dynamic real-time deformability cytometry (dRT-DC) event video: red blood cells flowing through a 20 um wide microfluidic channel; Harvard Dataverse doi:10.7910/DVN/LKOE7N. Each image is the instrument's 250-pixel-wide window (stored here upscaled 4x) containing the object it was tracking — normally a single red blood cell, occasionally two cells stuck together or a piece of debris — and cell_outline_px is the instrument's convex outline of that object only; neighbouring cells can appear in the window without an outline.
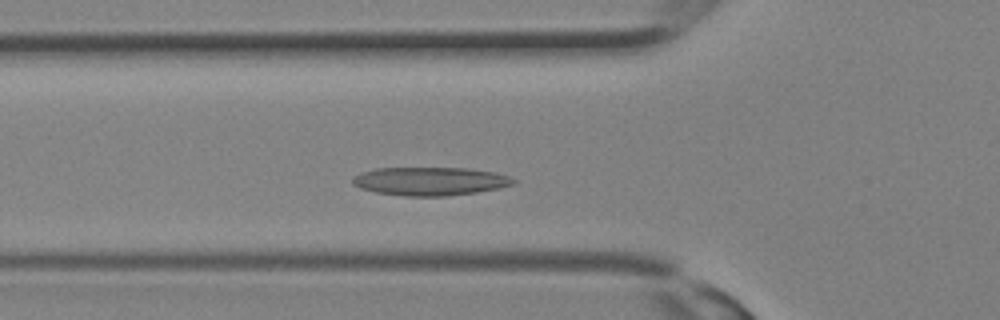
{"species": "Egyptian fruit bat (a non-hibernating species)", "species_latin": "Rousettus aegyptiacus", "temperature_condition": "room temperature", "stored_images_in_passage": 19, "camera_frame_rate_fps": 3000, "um_per_image_px": 0.085, "animal": {"sex": "female"}, "frame": {"image": 1, "passage_image": 7, "time_ms": 2.0, "image_size_px": [1000, 320], "cell_outline_px": [[516, 184], [500, 188], [476, 192], [448, 196], [404, 196], [376, 192], [360, 188], [352, 184], [352, 180], [360, 172], [376, 168], [468, 168], [496, 172], [508, 176], [516, 180]], "centroid_in_image_um": [36.59, 15.4], "position_along_channel_um": 89.2, "area_um2": 26.7}}
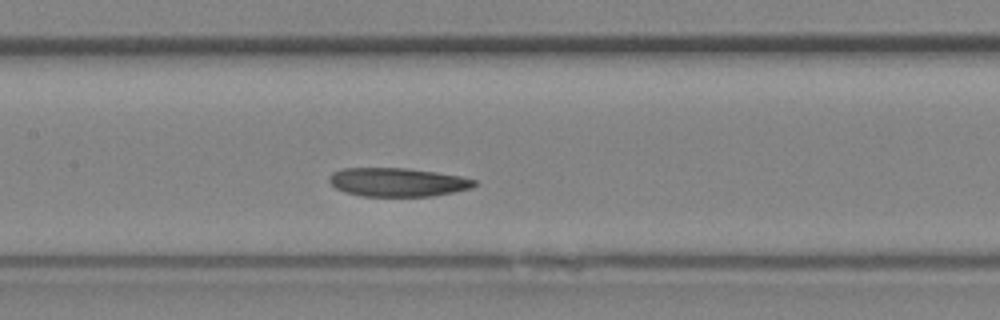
{"frame": {"image": 2, "passage_image": 11, "time_ms": 3.333, "image_size_px": [1000, 320], "cell_outline_px": [[476, 184], [472, 188], [432, 196], [360, 196], [344, 192], [336, 188], [328, 180], [328, 176], [332, 172], [344, 168], [408, 168], [436, 172], [460, 176], [476, 180]], "centroid_in_image_um": [33.76, 15.48], "position_along_channel_um": 173.6, "area_um2": 24.28}}
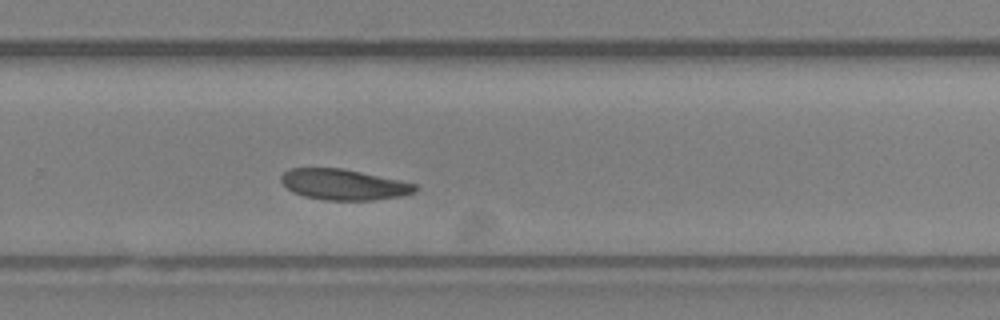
{"frame": {"image": 3, "passage_image": 17, "time_ms": 5.333, "image_size_px": [1000, 320], "cell_outline_px": [[420, 188], [416, 192], [404, 196], [372, 200], [324, 200], [304, 196], [292, 192], [280, 180], [280, 176], [288, 168], [340, 168], [400, 180], [416, 184]], "centroid_in_image_um": [29.23, 15.69], "position_along_channel_um": 300.6, "area_um2": 24.1}}